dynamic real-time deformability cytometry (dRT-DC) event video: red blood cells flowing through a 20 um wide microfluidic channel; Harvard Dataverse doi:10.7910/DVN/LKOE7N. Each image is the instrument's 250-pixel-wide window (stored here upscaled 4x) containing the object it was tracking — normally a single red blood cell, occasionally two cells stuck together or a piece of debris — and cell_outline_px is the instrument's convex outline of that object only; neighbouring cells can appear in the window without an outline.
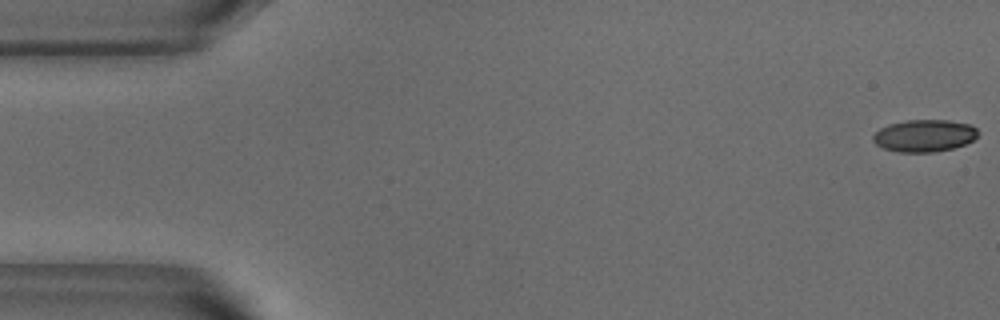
{"species": "common noctule bat (a hibernating species)", "species_latin": "Nyctalus noctula", "temperature_condition": "warm", "stored_images_in_passage": 46, "camera_frame_rate_fps": 3000, "um_per_image_px": 0.085, "animal": {"sex": "male", "body_mass_g": 18.8}, "frame": {"image": 1, "passage_image": 1, "time_ms": 0.0, "image_size_px": [1000, 320], "cell_outline_px": [[976, 136], [972, 140], [964, 144], [952, 148], [936, 152], [900, 152], [884, 148], [876, 144], [872, 140], [872, 136], [880, 128], [888, 124], [908, 120], [948, 120], [972, 124], [976, 128]], "centroid_in_image_um": [78.55, 11.52], "position_along_channel_um": 6.4, "area_um2": 19.59}}
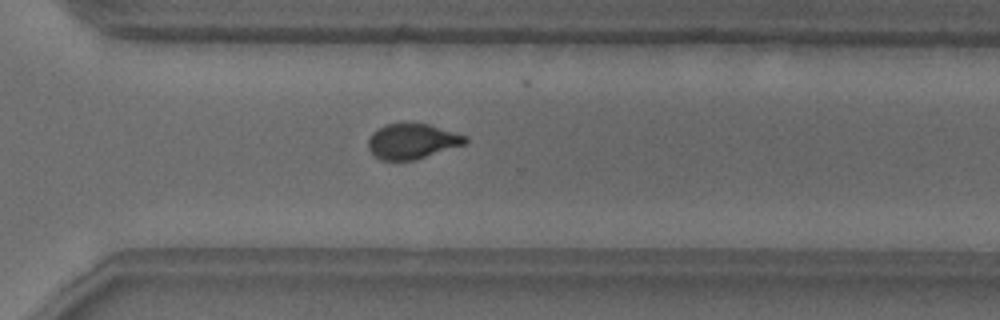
{"frame": {"image": 2, "passage_image": 37, "time_ms": 12.0, "image_size_px": [1000, 320], "cell_outline_px": [[468, 140], [464, 144], [416, 160], [380, 160], [368, 148], [368, 140], [372, 132], [388, 124], [428, 124], [468, 136]], "centroid_in_image_um": [35.04, 12.02], "position_along_channel_um": 335.6, "area_um2": 19.65}}
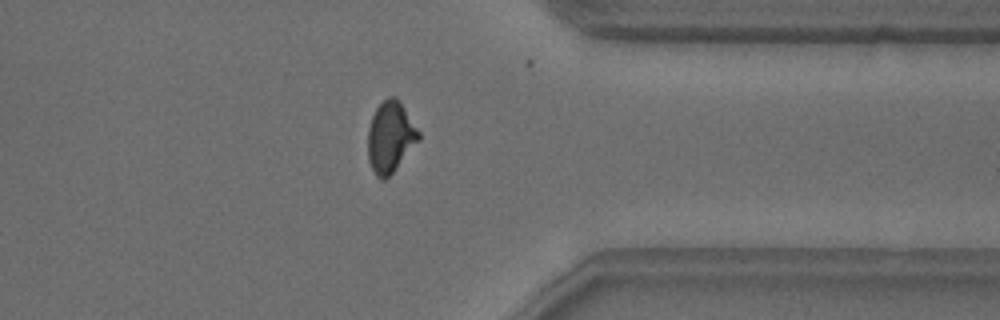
{"frame": {"image": 3, "passage_image": 41, "time_ms": 13.333, "image_size_px": [1000, 320], "cell_outline_px": [[420, 140], [392, 172], [384, 180], [380, 180], [376, 176], [368, 160], [368, 128], [372, 116], [376, 108], [388, 96], [396, 96], [400, 100], [420, 132]], "centroid_in_image_um": [33.19, 11.62], "position_along_channel_um": 378.2, "area_um2": 21.04}}